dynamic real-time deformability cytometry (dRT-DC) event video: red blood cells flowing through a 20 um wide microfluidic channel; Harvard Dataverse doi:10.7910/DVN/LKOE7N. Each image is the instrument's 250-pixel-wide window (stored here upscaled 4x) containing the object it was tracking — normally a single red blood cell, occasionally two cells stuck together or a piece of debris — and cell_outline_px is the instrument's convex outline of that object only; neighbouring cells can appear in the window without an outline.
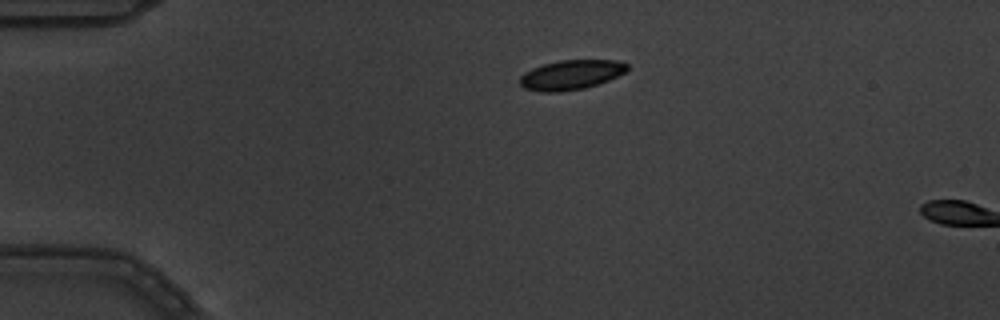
{"species": "common noctule bat (a hibernating species)", "species_latin": "Nyctalus noctula", "temperature_condition": "warm", "stored_images_in_passage": 2, "camera_frame_rate_fps": 3000, "um_per_image_px": 0.085, "animal": {"sex": "male", "body_mass_g": 19.5, "forearm_length_mm": 54.6}, "frame": {"image": 1, "passage_image": 1, "time_ms": 0.0, "image_size_px": [1000, 320], "cell_outline_px": [[628, 68], [624, 72], [608, 80], [584, 88], [560, 92], [540, 92], [524, 88], [520, 84], [520, 76], [524, 72], [532, 68], [544, 64], [560, 60], [616, 60], [628, 64]], "centroid_in_image_um": [48.5, 6.36], "position_along_channel_um": 36.5, "area_um2": 18.44}}